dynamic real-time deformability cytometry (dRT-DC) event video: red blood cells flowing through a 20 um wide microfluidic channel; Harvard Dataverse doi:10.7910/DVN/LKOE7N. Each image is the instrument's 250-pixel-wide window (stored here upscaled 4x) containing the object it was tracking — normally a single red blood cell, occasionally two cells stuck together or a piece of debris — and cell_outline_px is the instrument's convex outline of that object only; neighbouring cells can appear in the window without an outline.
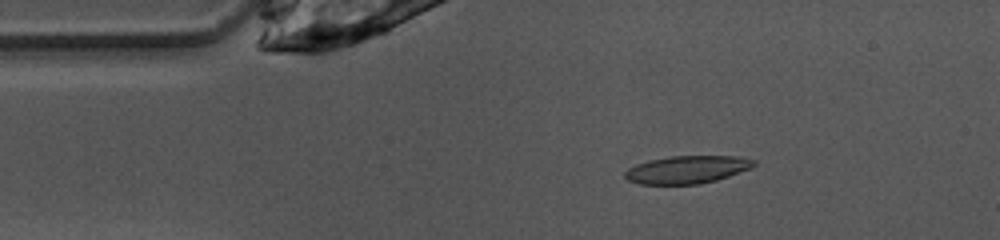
{"species": "common noctule bat (a hibernating species)", "species_latin": "Nyctalus noctula", "temperature_condition": "warm", "stored_images_in_passage": 48, "camera_frame_rate_fps": 3000, "um_per_image_px": 0.085, "animal": {"sex": "female", "body_mass_g": 10.0, "forearm_length_mm": 53.1}, "frame": {"image": 1, "passage_image": 7, "time_ms": 2.0, "image_size_px": [1000, 240], "cell_outline_px": [[756, 164], [752, 168], [716, 180], [700, 184], [640, 184], [628, 180], [624, 176], [624, 172], [628, 168], [636, 164], [648, 160], [672, 156], [740, 156], [756, 160]], "centroid_in_image_um": [58.41, 14.41], "position_along_channel_um": 26.6, "area_um2": 20.92}}
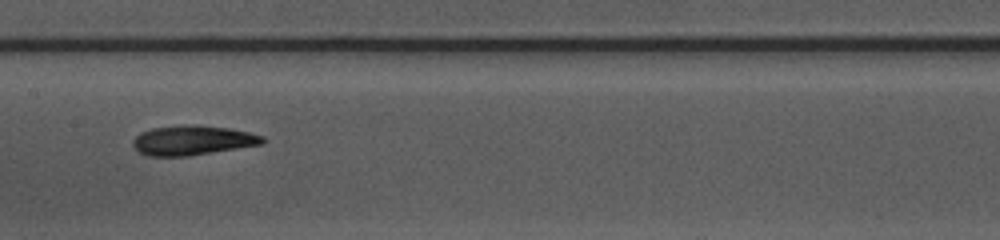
{"frame": {"image": 2, "passage_image": 22, "time_ms": 7.0, "image_size_px": [1000, 240], "cell_outline_px": [[264, 144], [188, 156], [148, 156], [140, 152], [132, 144], [132, 140], [140, 132], [152, 128], [228, 128], [248, 132], [264, 136]], "centroid_in_image_um": [16.37, 11.99], "position_along_channel_um": 191.0, "area_um2": 21.21}}
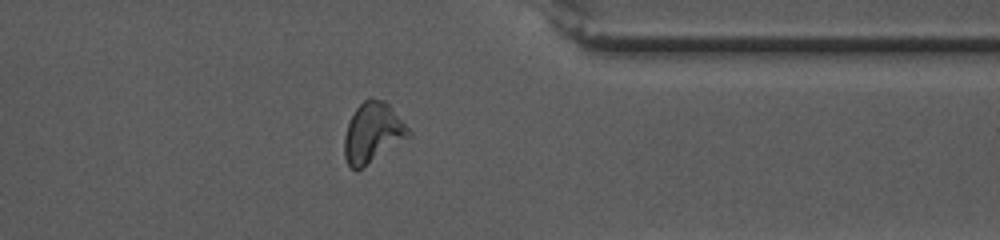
{"frame": {"image": 3, "passage_image": 37, "time_ms": 12.0, "image_size_px": [1000, 240], "cell_outline_px": [[412, 136], [356, 172], [348, 164], [344, 156], [344, 136], [348, 124], [356, 108], [364, 100], [372, 96], [384, 100], [388, 104], [412, 132]], "centroid_in_image_um": [31.69, 11.29], "position_along_channel_um": 379.7, "area_um2": 22.6}, "authors_computed_cell_mechanics": {"area_um2": 21.1259, "velocity_mm_per_s": 4.006, "shape_relaxation_time_tau1_ms": null, "shape_relaxation_time_tau2_ms": 1.9584, "deformation_change_tau1": null, "deformation_change_tau2": 0.1027}}